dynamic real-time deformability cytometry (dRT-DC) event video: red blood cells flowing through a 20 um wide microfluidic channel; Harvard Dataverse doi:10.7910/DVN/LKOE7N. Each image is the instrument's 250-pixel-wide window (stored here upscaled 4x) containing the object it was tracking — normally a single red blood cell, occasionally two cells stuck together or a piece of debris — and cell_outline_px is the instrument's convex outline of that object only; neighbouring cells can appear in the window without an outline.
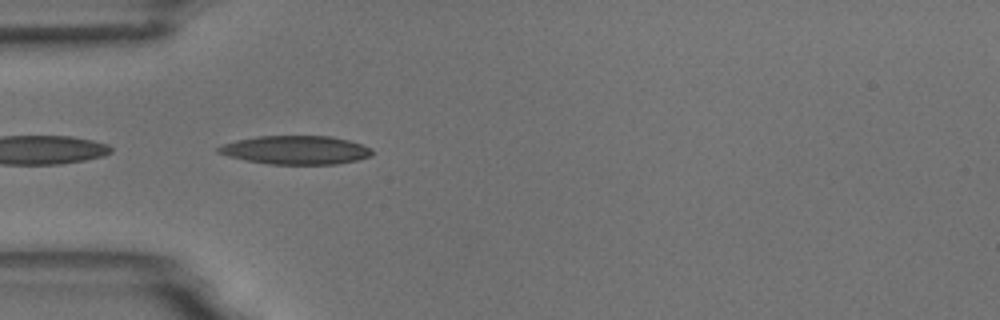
{"species": "common noctule bat (a hibernating species)", "species_latin": "Nyctalus noctula", "temperature_condition": "room temperature", "stored_images_in_passage": 10, "camera_frame_rate_fps": 3000, "um_per_image_px": 0.085, "animal": {"sex": "male", "body_mass_g": 18.8}, "frame": {"image": 1, "passage_image": 4, "time_ms": 3.667, "image_size_px": [1000, 320], "cell_outline_px": [[372, 156], [356, 160], [336, 164], [268, 164], [228, 156], [216, 152], [216, 148], [224, 144], [236, 140], [256, 136], [332, 136], [348, 140], [372, 148]], "centroid_in_image_um": [25.14, 12.75], "position_along_channel_um": 59.9, "area_um2": 25.55}}